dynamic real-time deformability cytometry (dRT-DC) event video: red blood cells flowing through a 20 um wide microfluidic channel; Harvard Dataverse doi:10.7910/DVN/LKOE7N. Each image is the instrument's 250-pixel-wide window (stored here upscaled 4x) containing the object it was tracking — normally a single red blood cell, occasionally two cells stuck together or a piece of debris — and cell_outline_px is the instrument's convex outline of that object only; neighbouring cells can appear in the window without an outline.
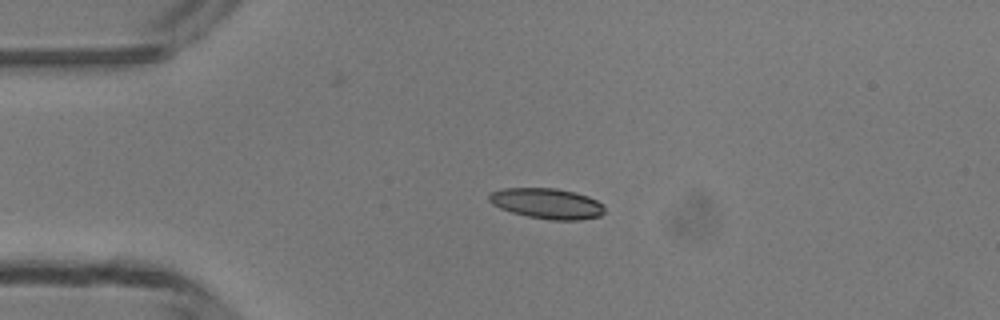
{"species": "common noctule bat (a hibernating species)", "species_latin": "Nyctalus noctula", "temperature_condition": "room temperature", "stored_images_in_passage": 3, "camera_frame_rate_fps": 3000, "um_per_image_px": 0.085, "animal": {"sex": "male", "body_mass_g": 13.3}, "frame": {"image": 1, "passage_image": 3, "time_ms": 2.333, "image_size_px": [1000, 320], "cell_outline_px": [[604, 212], [600, 216], [580, 220], [552, 220], [528, 216], [512, 212], [500, 208], [492, 204], [488, 200], [488, 196], [492, 192], [504, 188], [556, 188], [576, 192], [588, 196], [604, 204]], "centroid_in_image_um": [46.52, 17.29], "position_along_channel_um": 38.5, "area_um2": 20.58}}